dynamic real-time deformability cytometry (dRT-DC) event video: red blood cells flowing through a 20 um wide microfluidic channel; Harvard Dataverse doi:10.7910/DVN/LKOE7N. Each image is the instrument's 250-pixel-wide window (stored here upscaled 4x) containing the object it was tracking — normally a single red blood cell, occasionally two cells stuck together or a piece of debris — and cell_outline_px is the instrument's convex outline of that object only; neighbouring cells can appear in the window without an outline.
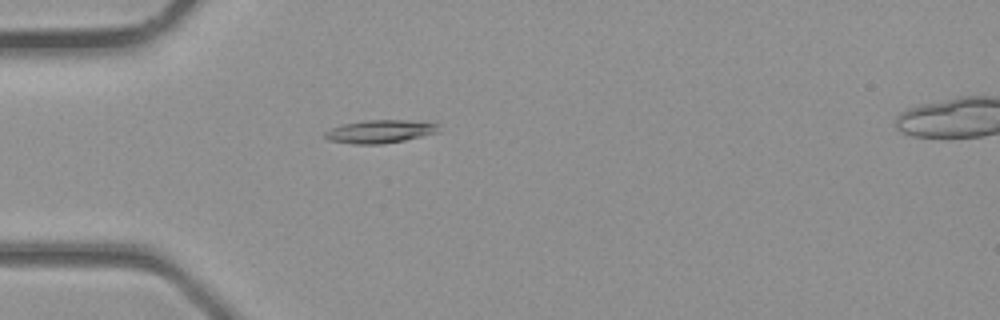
{"species": "common noctule bat (a hibernating species)", "species_latin": "Nyctalus noctula", "temperature_condition": "room temperature", "stored_images_in_passage": 3, "camera_frame_rate_fps": 3000, "um_per_image_px": 0.085, "animal": {"sex": "male", "body_mass_g": 23.1, "forearm_length_mm": 52.7}, "frame": {"image": 1, "passage_image": 2, "time_ms": 0.333, "image_size_px": [1000, 320], "cell_outline_px": [[440, 132], [404, 140], [380, 144], [356, 144], [328, 140], [324, 136], [324, 132], [332, 128], [344, 124], [364, 120], [408, 120], [440, 124]], "centroid_in_image_um": [32.33, 11.17], "position_along_channel_um": 52.7, "area_um2": 15.26}}